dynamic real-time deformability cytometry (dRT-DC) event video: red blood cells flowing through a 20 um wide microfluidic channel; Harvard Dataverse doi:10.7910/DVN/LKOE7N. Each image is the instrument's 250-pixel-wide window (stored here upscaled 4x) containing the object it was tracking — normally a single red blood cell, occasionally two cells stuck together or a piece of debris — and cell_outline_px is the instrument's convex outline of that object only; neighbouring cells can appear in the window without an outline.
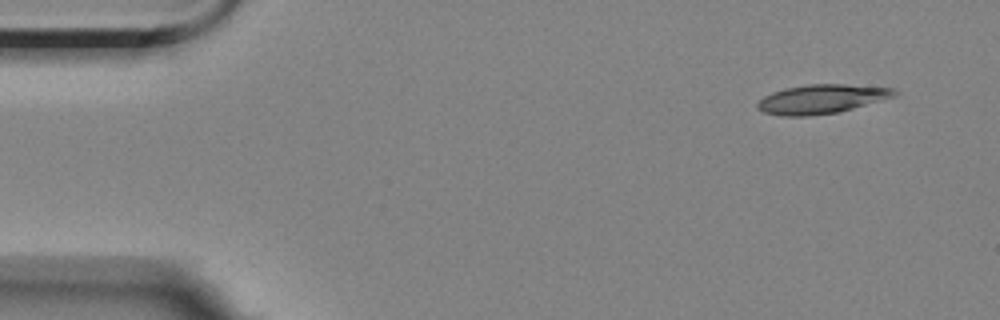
{"species": "Egyptian fruit bat (a non-hibernating species)", "species_latin": "Rousettus aegyptiacus", "temperature_condition": "room temperature", "stored_images_in_passage": 4, "camera_frame_rate_fps": 3000, "um_per_image_px": 0.085, "animal": {"sex": "female"}, "frame": {"image": 1, "passage_image": 1, "time_ms": 0.0, "image_size_px": [1000, 320], "cell_outline_px": [[900, 92], [896, 96], [840, 112], [808, 116], [780, 116], [764, 112], [756, 108], [756, 104], [764, 96], [772, 92], [784, 88], [808, 84], [844, 84], [892, 88]], "centroid_in_image_um": [69.83, 8.42], "position_along_channel_um": 15.2, "area_um2": 23.35}}
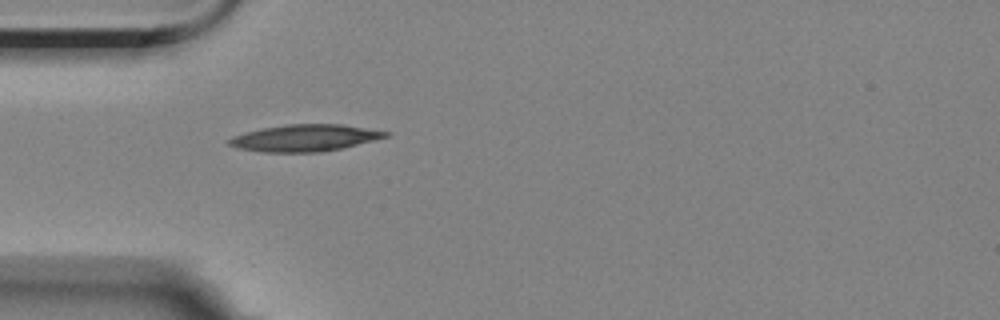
{"frame": {"image": 2, "passage_image": 4, "time_ms": 4.0, "image_size_px": [1000, 320], "cell_outline_px": [[392, 136], [376, 140], [340, 148], [320, 152], [260, 152], [236, 148], [228, 144], [228, 140], [232, 136], [244, 132], [264, 128], [288, 124], [340, 124], [392, 132]], "centroid_in_image_um": [25.93, 11.72], "position_along_channel_um": 59.1, "area_um2": 24.51}}